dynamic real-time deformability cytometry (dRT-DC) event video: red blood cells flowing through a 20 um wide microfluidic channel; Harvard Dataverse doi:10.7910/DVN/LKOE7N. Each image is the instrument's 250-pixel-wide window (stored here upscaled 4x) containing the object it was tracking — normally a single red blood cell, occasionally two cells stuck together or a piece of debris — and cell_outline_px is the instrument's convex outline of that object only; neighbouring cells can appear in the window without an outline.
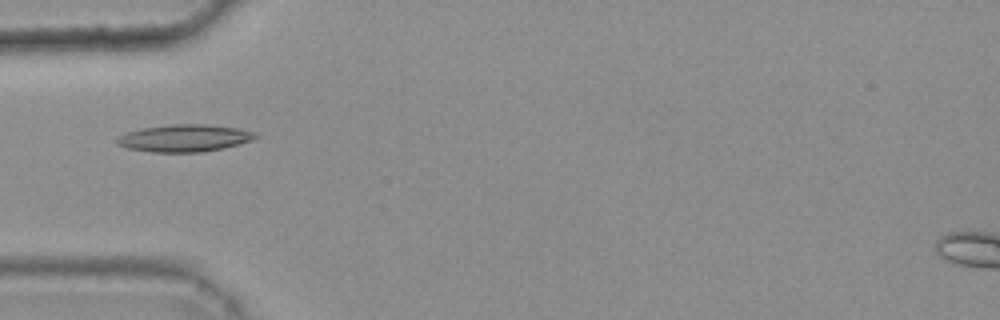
{"species": "common noctule bat (a hibernating species)", "species_latin": "Nyctalus noctula", "temperature_condition": "warm", "stored_images_in_passage": 5, "camera_frame_rate_fps": 3000, "um_per_image_px": 0.085, "animal": {"sex": "female", "body_mass_g": 25.1}, "frame": {"image": 1, "passage_image": 1, "time_ms": 0.0, "image_size_px": [1000, 320], "cell_outline_px": [[260, 136], [252, 140], [224, 148], [200, 152], [152, 152], [128, 148], [116, 144], [116, 140], [120, 136], [128, 132], [144, 128], [172, 124], [208, 124], [236, 128], [256, 132]], "centroid_in_image_um": [15.72, 11.74], "position_along_channel_um": 69.3, "area_um2": 21.85}}